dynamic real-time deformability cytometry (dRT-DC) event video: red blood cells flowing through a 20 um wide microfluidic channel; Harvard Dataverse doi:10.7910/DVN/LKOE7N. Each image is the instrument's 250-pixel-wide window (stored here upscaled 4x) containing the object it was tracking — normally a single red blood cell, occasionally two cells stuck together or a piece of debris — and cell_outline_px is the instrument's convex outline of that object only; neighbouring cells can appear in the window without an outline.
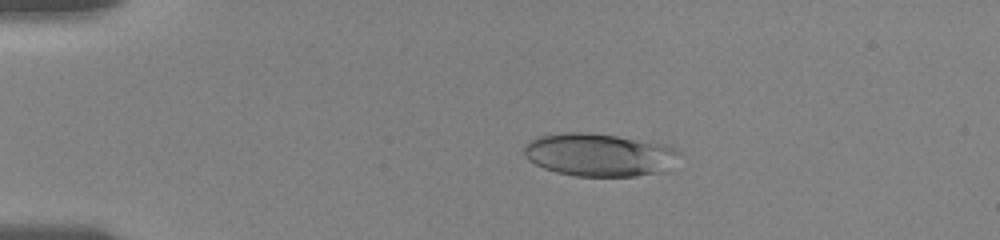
{"species": "human", "species_latin": "Homo sapiens", "temperature_condition": "room temperature", "stored_images_in_passage": 16, "camera_frame_rate_fps": 3000, "um_per_image_px": 0.085, "donor": {"sex": "female"}, "frame": {"image": 1, "passage_image": 8, "time_ms": 3.667, "image_size_px": [1000, 240], "cell_outline_px": [[680, 152], [668, 172], [636, 176], [576, 176], [556, 172], [544, 168], [528, 160], [524, 156], [524, 144], [536, 136], [564, 132], [588, 132], [616, 136], [664, 144], [676, 148]], "centroid_in_image_um": [50.93, 13.16], "position_along_channel_um": 34.1, "area_um2": 39.19}}
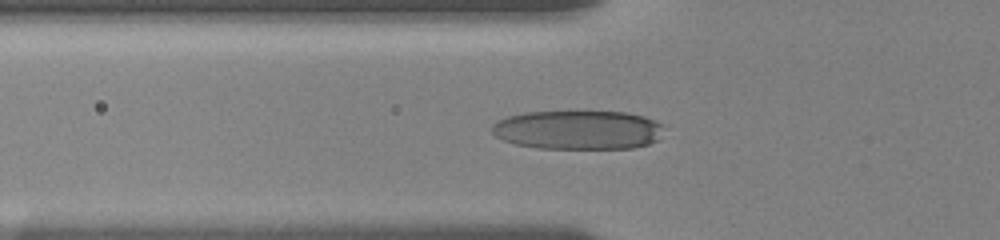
{"frame": {"image": 2, "passage_image": 13, "time_ms": 6.333, "image_size_px": [1000, 240], "cell_outline_px": [[664, 124], [656, 140], [648, 144], [632, 148], [536, 148], [516, 144], [504, 140], [496, 136], [492, 132], [492, 124], [496, 120], [508, 116], [524, 112], [624, 112], [644, 116], [656, 120]], "centroid_in_image_um": [49.11, 11.04], "position_along_channel_um": 76.7, "area_um2": 39.02}}
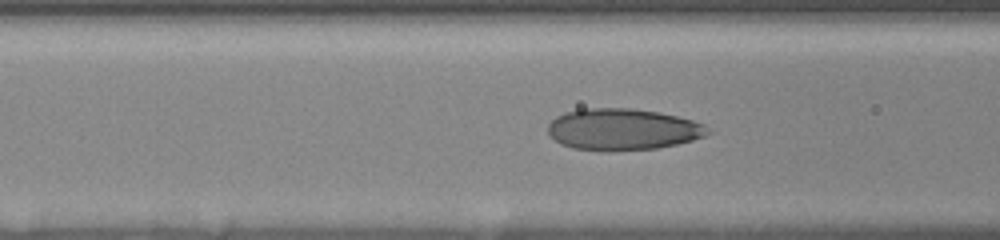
{"frame": {"image": 3, "passage_image": 15, "time_ms": 7.333, "image_size_px": [1000, 240], "cell_outline_px": [[712, 132], [704, 136], [692, 140], [676, 144], [656, 148], [608, 152], [600, 152], [572, 148], [560, 144], [548, 132], [548, 124], [556, 116], [564, 112], [580, 108], [632, 108], [660, 112], [692, 120], [704, 124]], "centroid_in_image_um": [52.9, 11.0], "position_along_channel_um": 113.7, "area_um2": 39.13}}